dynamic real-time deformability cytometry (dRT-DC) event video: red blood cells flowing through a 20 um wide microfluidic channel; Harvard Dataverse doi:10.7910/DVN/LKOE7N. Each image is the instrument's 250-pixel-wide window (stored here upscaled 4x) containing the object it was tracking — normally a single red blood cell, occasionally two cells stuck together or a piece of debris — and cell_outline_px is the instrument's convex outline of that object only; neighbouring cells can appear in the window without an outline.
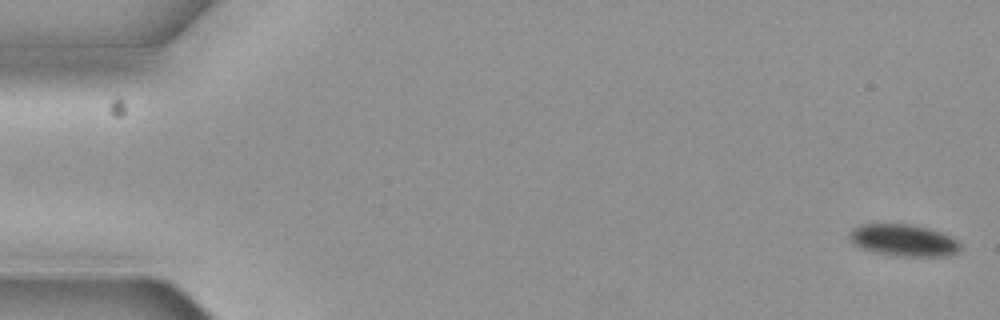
{"species": "common noctule bat (a hibernating species)", "species_latin": "Nyctalus noctula", "temperature_condition": "cold", "stored_images_in_passage": 10, "camera_frame_rate_fps": 3000, "um_per_image_px": 0.085, "animal": {"sex": "female", "body_mass_g": 19.3, "forearm_length_mm": 54.1}, "frame": {"image": 1, "passage_image": 1, "time_ms": 0.0, "image_size_px": [1000, 320], "cell_outline_px": [[960, 248], [956, 252], [944, 256], [908, 256], [876, 252], [860, 248], [848, 236], [848, 232], [852, 228], [860, 224], [908, 224], [928, 228], [940, 232], [956, 240], [960, 244]], "centroid_in_image_um": [76.76, 20.4], "position_along_channel_um": 8.2, "area_um2": 20.17}}
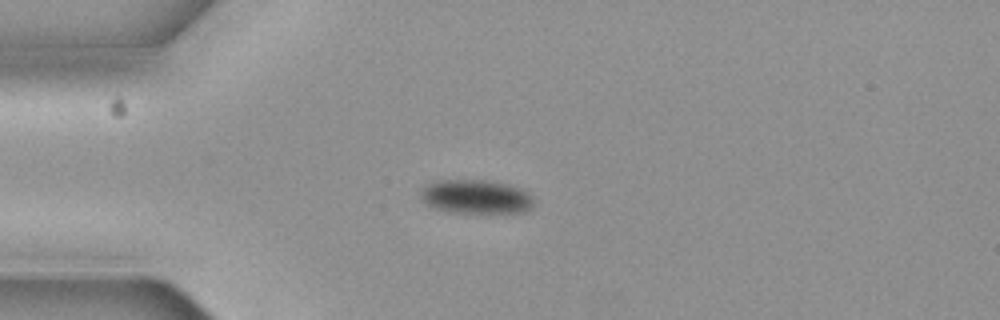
{"frame": {"image": 2, "passage_image": 4, "time_ms": 1.0, "image_size_px": [1000, 320], "cell_outline_px": [[532, 208], [528, 212], [452, 212], [436, 208], [428, 204], [424, 200], [424, 184], [436, 180], [484, 180], [508, 184], [520, 188], [528, 192], [532, 196]], "centroid_in_image_um": [40.52, 16.71], "position_along_channel_um": 44.5, "area_um2": 22.02}}
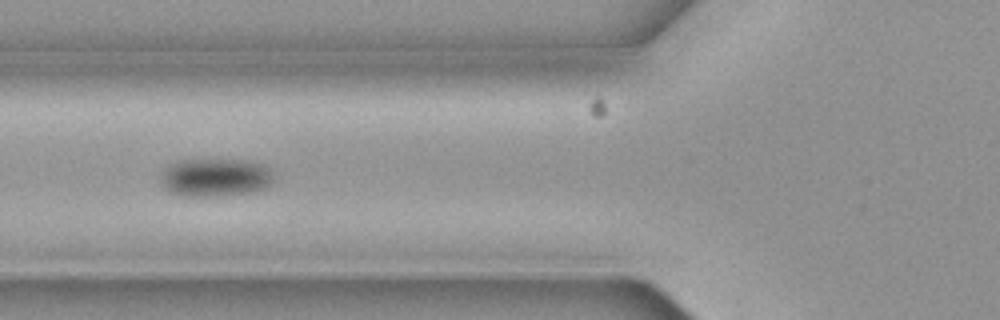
{"frame": {"image": 3, "passage_image": 6, "time_ms": 1.667, "image_size_px": [1000, 320], "cell_outline_px": [[276, 176], [268, 188], [256, 192], [220, 196], [180, 196], [168, 192], [160, 184], [160, 172], [168, 164], [176, 160], [244, 160], [264, 164]], "centroid_in_image_um": [18.29, 15.1], "position_along_channel_um": 107.5, "area_um2": 25.95}}